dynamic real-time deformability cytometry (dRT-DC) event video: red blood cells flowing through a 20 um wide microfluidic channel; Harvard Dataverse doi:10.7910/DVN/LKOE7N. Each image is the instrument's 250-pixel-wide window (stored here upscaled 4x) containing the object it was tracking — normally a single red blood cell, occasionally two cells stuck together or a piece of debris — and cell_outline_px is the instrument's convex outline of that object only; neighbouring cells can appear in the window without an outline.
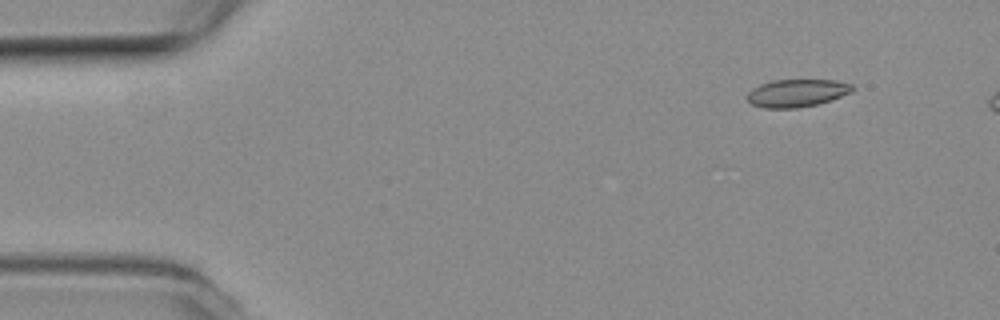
{"species": "common noctule bat (a hibernating species)", "species_latin": "Nyctalus noctula", "temperature_condition": "room temperature", "stored_images_in_passage": 4, "camera_frame_rate_fps": 3000, "um_per_image_px": 0.085, "animal": {"sex": "female", "body_mass_g": 19.3, "forearm_length_mm": 54.1}, "frame": {"image": 1, "passage_image": 1, "time_ms": 0.0, "image_size_px": [1000, 320], "cell_outline_px": [[856, 88], [852, 92], [832, 100], [816, 104], [796, 108], [764, 108], [752, 104], [748, 100], [748, 92], [752, 88], [760, 84], [772, 80], [836, 80], [852, 84]], "centroid_in_image_um": [67.77, 7.9], "position_along_channel_um": 17.2, "area_um2": 17.05}}